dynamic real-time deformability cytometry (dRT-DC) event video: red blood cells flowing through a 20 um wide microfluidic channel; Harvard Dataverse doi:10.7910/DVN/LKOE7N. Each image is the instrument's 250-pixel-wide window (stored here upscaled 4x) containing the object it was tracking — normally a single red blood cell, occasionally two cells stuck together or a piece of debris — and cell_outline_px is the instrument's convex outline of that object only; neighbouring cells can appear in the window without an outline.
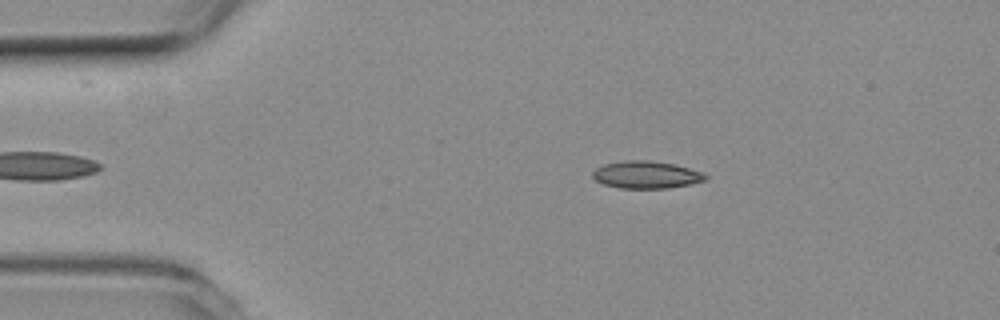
{"species": "common noctule bat (a hibernating species)", "species_latin": "Nyctalus noctula", "temperature_condition": "room temperature", "stored_images_in_passage": 4, "camera_frame_rate_fps": 3000, "um_per_image_px": 0.085, "animal": {"sex": "female", "body_mass_g": 19.3, "forearm_length_mm": 54.1}, "frame": {"image": 1, "passage_image": 1, "time_ms": 0.0, "image_size_px": [1000, 320], "cell_outline_px": [[708, 176], [704, 180], [692, 184], [668, 188], [620, 188], [604, 184], [596, 180], [592, 176], [592, 172], [596, 168], [604, 164], [628, 160], [648, 160], [672, 164], [704, 172]], "centroid_in_image_um": [54.94, 14.86], "position_along_channel_um": 30.1, "area_um2": 17.86}}
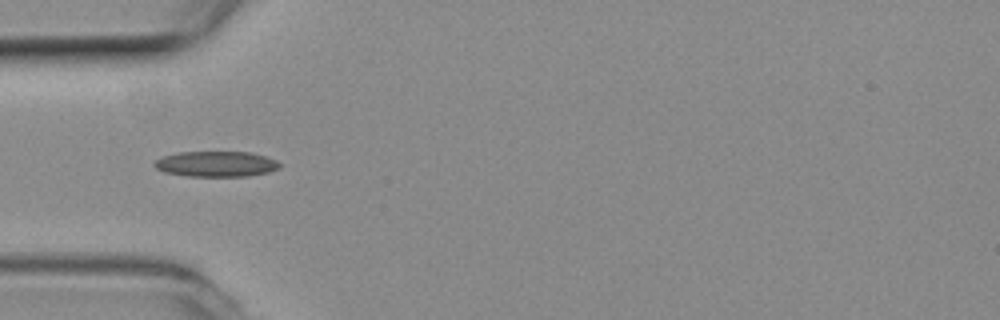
{"frame": {"image": 2, "passage_image": 3, "time_ms": 0.667, "image_size_px": [1000, 320], "cell_outline_px": [[280, 168], [268, 172], [248, 176], [188, 176], [164, 172], [156, 168], [152, 164], [156, 160], [164, 156], [180, 152], [252, 152], [276, 160], [280, 164]], "centroid_in_image_um": [18.38, 13.94], "position_along_channel_um": 66.6, "area_um2": 18.55}}
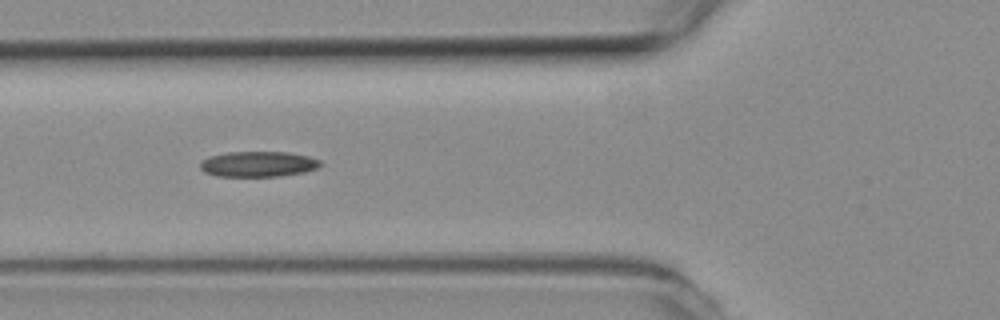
{"frame": {"image": 3, "passage_image": 4, "time_ms": 1.0, "image_size_px": [1000, 320], "cell_outline_px": [[324, 164], [316, 168], [304, 172], [280, 176], [216, 176], [204, 172], [200, 168], [200, 160], [208, 156], [228, 152], [288, 152], [308, 156], [320, 160]], "centroid_in_image_um": [21.92, 13.94], "position_along_channel_um": 103.9, "area_um2": 17.98}}